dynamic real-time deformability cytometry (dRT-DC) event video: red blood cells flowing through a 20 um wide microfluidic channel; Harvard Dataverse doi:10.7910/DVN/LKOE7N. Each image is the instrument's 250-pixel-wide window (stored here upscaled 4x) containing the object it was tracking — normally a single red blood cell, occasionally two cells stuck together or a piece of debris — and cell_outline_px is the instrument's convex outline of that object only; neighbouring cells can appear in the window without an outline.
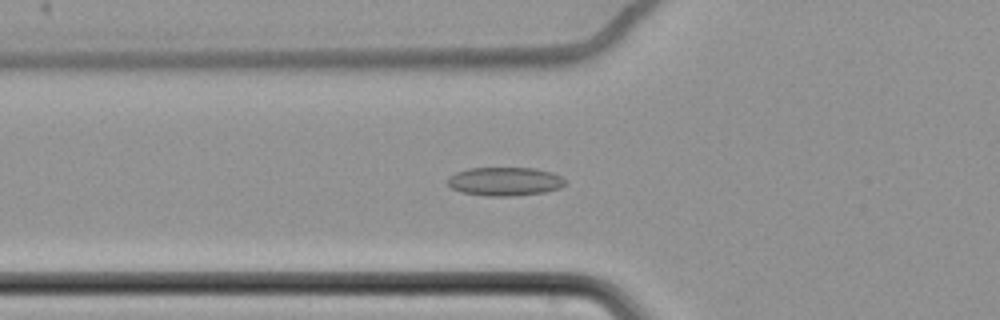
{"species": "common noctule bat (a hibernating species)", "species_latin": "Nyctalus noctula", "temperature_condition": "cold", "stored_images_in_passage": 41, "camera_frame_rate_fps": 3000, "um_per_image_px": 0.085, "animal": {"sex": "female", "body_mass_g": 22.7, "forearm_length_mm": 54.2}, "frame": {"image": 1, "passage_image": 9, "time_ms": 2.667, "image_size_px": [1000, 320], "cell_outline_px": [[564, 184], [560, 188], [544, 192], [512, 196], [488, 196], [460, 192], [452, 188], [448, 184], [448, 176], [456, 172], [468, 168], [536, 168], [552, 172], [560, 176], [564, 180]], "centroid_in_image_um": [42.88, 15.42], "position_along_channel_um": 82.9, "area_um2": 19.59}}
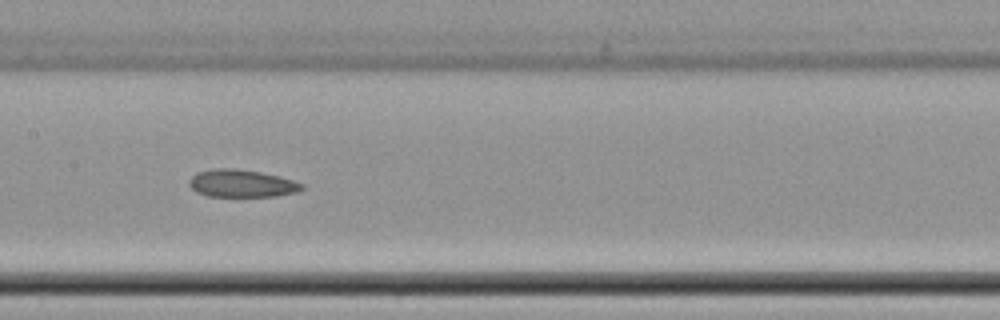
{"frame": {"image": 2, "passage_image": 18, "time_ms": 5.667, "image_size_px": [1000, 320], "cell_outline_px": [[304, 188], [296, 192], [276, 196], [208, 196], [196, 192], [188, 184], [188, 180], [196, 172], [212, 168], [236, 168], [260, 172], [280, 176], [304, 184]], "centroid_in_image_um": [20.51, 15.58], "position_along_channel_um": 186.9, "area_um2": 18.21}}
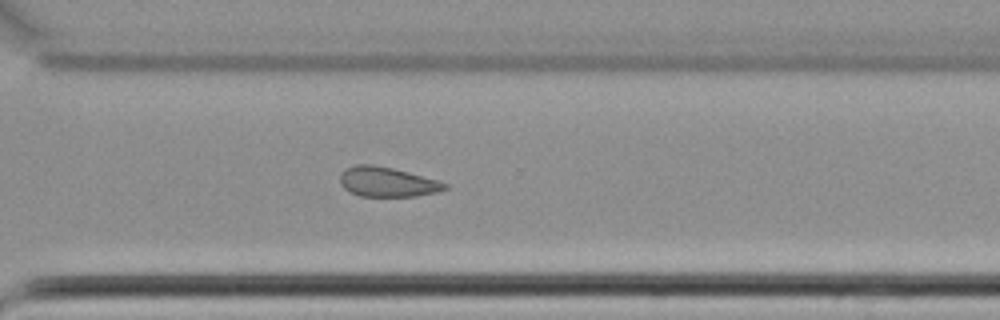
{"frame": {"image": 3, "passage_image": 31, "time_ms": 10.0, "image_size_px": [1000, 320], "cell_outline_px": [[448, 188], [440, 192], [416, 196], [360, 196], [348, 192], [340, 184], [340, 172], [344, 168], [356, 164], [372, 164], [392, 168], [408, 172], [436, 180], [448, 184]], "centroid_in_image_um": [32.88, 15.46], "position_along_channel_um": 337.7, "area_um2": 18.32}, "authors_computed_cell_mechanics": {"area_um2": 18.785, "velocity_mm_per_s": 3.4768, "shape_relaxation_time_tau1_ms": null, "shape_relaxation_time_tau2_ms": 3.9465, "deformation_change_tau1": null, "deformation_change_tau2": 0.1105}}